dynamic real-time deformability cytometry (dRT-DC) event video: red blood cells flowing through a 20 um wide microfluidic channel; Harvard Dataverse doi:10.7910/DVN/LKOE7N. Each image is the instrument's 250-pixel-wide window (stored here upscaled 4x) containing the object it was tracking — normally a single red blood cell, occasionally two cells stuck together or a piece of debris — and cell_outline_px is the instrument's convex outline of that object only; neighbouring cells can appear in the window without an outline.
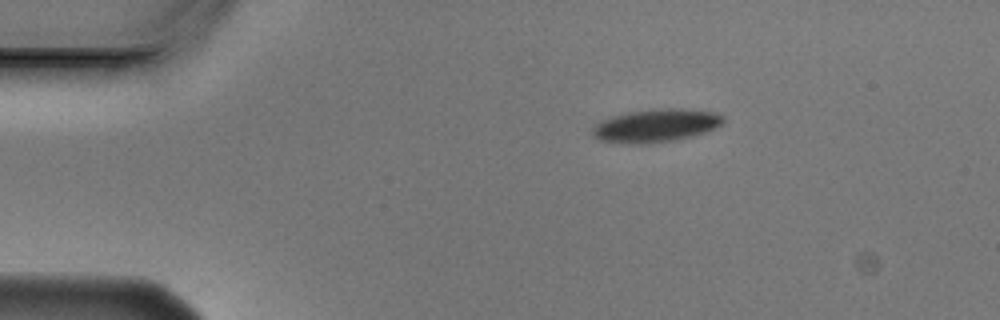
{"species": "Egyptian fruit bat (a non-hibernating species)", "species_latin": "Rousettus aegyptiacus", "temperature_condition": "cold", "stored_images_in_passage": 4, "camera_frame_rate_fps": 3000, "um_per_image_px": 0.085, "animal": {"sex": "male"}, "frame": {"image": 1, "passage_image": 1, "time_ms": 0.0, "image_size_px": [1000, 320], "cell_outline_px": [[724, 124], [708, 132], [692, 136], [672, 140], [648, 144], [628, 144], [600, 140], [592, 136], [592, 128], [600, 120], [608, 116], [628, 112], [660, 108], [680, 108], [712, 112], [724, 116]], "centroid_in_image_um": [55.74, 10.67], "position_along_channel_um": 29.3, "area_um2": 25.55}}
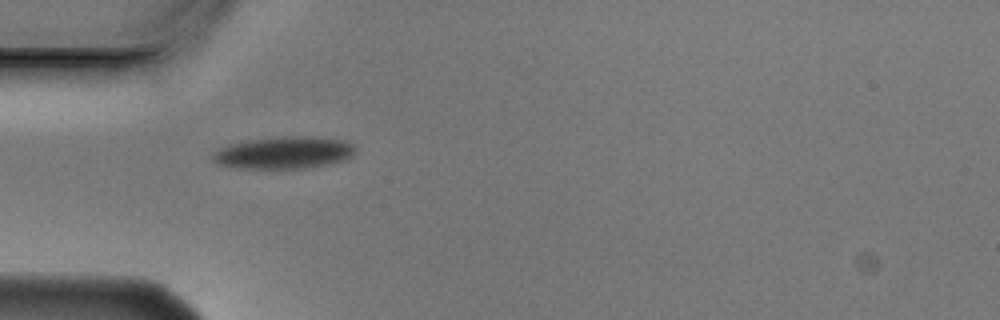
{"frame": {"image": 2, "passage_image": 3, "time_ms": 0.667, "image_size_px": [1000, 320], "cell_outline_px": [[352, 156], [344, 160], [328, 164], [304, 168], [240, 168], [216, 164], [212, 160], [212, 156], [220, 148], [228, 144], [248, 140], [284, 136], [312, 136], [344, 140], [352, 144]], "centroid_in_image_um": [24.1, 12.97], "position_along_channel_um": 60.9, "area_um2": 26.53}}
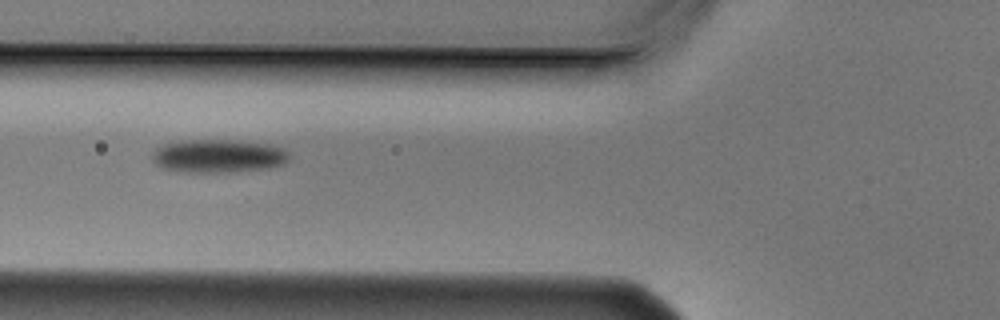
{"frame": {"image": 3, "passage_image": 4, "time_ms": 1.0, "image_size_px": [1000, 320], "cell_outline_px": [[288, 160], [284, 164], [268, 168], [236, 172], [188, 172], [164, 168], [156, 164], [152, 160], [152, 152], [156, 148], [164, 144], [188, 140], [236, 140], [268, 144], [284, 148], [288, 152]], "centroid_in_image_um": [18.58, 13.26], "position_along_channel_um": 107.2, "area_um2": 26.59}}